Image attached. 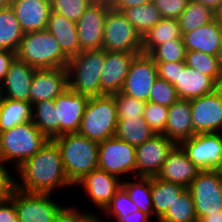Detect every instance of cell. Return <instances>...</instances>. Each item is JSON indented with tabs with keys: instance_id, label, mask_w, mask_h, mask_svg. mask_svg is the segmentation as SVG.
<instances>
[{
	"instance_id": "45",
	"label": "cell",
	"mask_w": 222,
	"mask_h": 222,
	"mask_svg": "<svg viewBox=\"0 0 222 222\" xmlns=\"http://www.w3.org/2000/svg\"><path fill=\"white\" fill-rule=\"evenodd\" d=\"M97 215L74 207H62L57 214L56 222H91Z\"/></svg>"
},
{
	"instance_id": "39",
	"label": "cell",
	"mask_w": 222,
	"mask_h": 222,
	"mask_svg": "<svg viewBox=\"0 0 222 222\" xmlns=\"http://www.w3.org/2000/svg\"><path fill=\"white\" fill-rule=\"evenodd\" d=\"M112 96L116 103L118 119L143 117L145 101L137 100L122 92L115 93Z\"/></svg>"
},
{
	"instance_id": "1",
	"label": "cell",
	"mask_w": 222,
	"mask_h": 222,
	"mask_svg": "<svg viewBox=\"0 0 222 222\" xmlns=\"http://www.w3.org/2000/svg\"><path fill=\"white\" fill-rule=\"evenodd\" d=\"M15 171L20 176V180L15 179V188L23 192L53 194L73 187L64 171L60 148L52 139Z\"/></svg>"
},
{
	"instance_id": "15",
	"label": "cell",
	"mask_w": 222,
	"mask_h": 222,
	"mask_svg": "<svg viewBox=\"0 0 222 222\" xmlns=\"http://www.w3.org/2000/svg\"><path fill=\"white\" fill-rule=\"evenodd\" d=\"M176 145L164 134H155L143 144L136 146V176H157L168 154Z\"/></svg>"
},
{
	"instance_id": "18",
	"label": "cell",
	"mask_w": 222,
	"mask_h": 222,
	"mask_svg": "<svg viewBox=\"0 0 222 222\" xmlns=\"http://www.w3.org/2000/svg\"><path fill=\"white\" fill-rule=\"evenodd\" d=\"M67 89L66 68L36 69L30 86V103L55 100Z\"/></svg>"
},
{
	"instance_id": "36",
	"label": "cell",
	"mask_w": 222,
	"mask_h": 222,
	"mask_svg": "<svg viewBox=\"0 0 222 222\" xmlns=\"http://www.w3.org/2000/svg\"><path fill=\"white\" fill-rule=\"evenodd\" d=\"M185 63L188 67L211 77L219 86H222V65L219 56L199 51H186Z\"/></svg>"
},
{
	"instance_id": "23",
	"label": "cell",
	"mask_w": 222,
	"mask_h": 222,
	"mask_svg": "<svg viewBox=\"0 0 222 222\" xmlns=\"http://www.w3.org/2000/svg\"><path fill=\"white\" fill-rule=\"evenodd\" d=\"M186 51H199L219 56L222 45V26L214 21L182 35Z\"/></svg>"
},
{
	"instance_id": "14",
	"label": "cell",
	"mask_w": 222,
	"mask_h": 222,
	"mask_svg": "<svg viewBox=\"0 0 222 222\" xmlns=\"http://www.w3.org/2000/svg\"><path fill=\"white\" fill-rule=\"evenodd\" d=\"M190 106L196 134L222 130V86L212 93L190 100Z\"/></svg>"
},
{
	"instance_id": "40",
	"label": "cell",
	"mask_w": 222,
	"mask_h": 222,
	"mask_svg": "<svg viewBox=\"0 0 222 222\" xmlns=\"http://www.w3.org/2000/svg\"><path fill=\"white\" fill-rule=\"evenodd\" d=\"M94 0H51L52 12L77 22Z\"/></svg>"
},
{
	"instance_id": "53",
	"label": "cell",
	"mask_w": 222,
	"mask_h": 222,
	"mask_svg": "<svg viewBox=\"0 0 222 222\" xmlns=\"http://www.w3.org/2000/svg\"><path fill=\"white\" fill-rule=\"evenodd\" d=\"M197 3H201L204 6L212 8L215 12L222 5V0H192Z\"/></svg>"
},
{
	"instance_id": "56",
	"label": "cell",
	"mask_w": 222,
	"mask_h": 222,
	"mask_svg": "<svg viewBox=\"0 0 222 222\" xmlns=\"http://www.w3.org/2000/svg\"><path fill=\"white\" fill-rule=\"evenodd\" d=\"M91 222H103V221H102L101 217H99L97 214V216Z\"/></svg>"
},
{
	"instance_id": "51",
	"label": "cell",
	"mask_w": 222,
	"mask_h": 222,
	"mask_svg": "<svg viewBox=\"0 0 222 222\" xmlns=\"http://www.w3.org/2000/svg\"><path fill=\"white\" fill-rule=\"evenodd\" d=\"M118 222H149L151 217L138 210L128 214V216H115Z\"/></svg>"
},
{
	"instance_id": "9",
	"label": "cell",
	"mask_w": 222,
	"mask_h": 222,
	"mask_svg": "<svg viewBox=\"0 0 222 222\" xmlns=\"http://www.w3.org/2000/svg\"><path fill=\"white\" fill-rule=\"evenodd\" d=\"M187 189L194 201L198 220L222 210V177L219 170L200 171Z\"/></svg>"
},
{
	"instance_id": "5",
	"label": "cell",
	"mask_w": 222,
	"mask_h": 222,
	"mask_svg": "<svg viewBox=\"0 0 222 222\" xmlns=\"http://www.w3.org/2000/svg\"><path fill=\"white\" fill-rule=\"evenodd\" d=\"M105 50H86L70 58L67 64L68 88L89 98L101 96V72Z\"/></svg>"
},
{
	"instance_id": "44",
	"label": "cell",
	"mask_w": 222,
	"mask_h": 222,
	"mask_svg": "<svg viewBox=\"0 0 222 222\" xmlns=\"http://www.w3.org/2000/svg\"><path fill=\"white\" fill-rule=\"evenodd\" d=\"M190 0H154L163 19H178Z\"/></svg>"
},
{
	"instance_id": "32",
	"label": "cell",
	"mask_w": 222,
	"mask_h": 222,
	"mask_svg": "<svg viewBox=\"0 0 222 222\" xmlns=\"http://www.w3.org/2000/svg\"><path fill=\"white\" fill-rule=\"evenodd\" d=\"M122 180L121 186L126 190L130 199L138 206L139 210L153 216L151 199V177L135 176L134 181L129 176ZM129 178L131 181H129Z\"/></svg>"
},
{
	"instance_id": "4",
	"label": "cell",
	"mask_w": 222,
	"mask_h": 222,
	"mask_svg": "<svg viewBox=\"0 0 222 222\" xmlns=\"http://www.w3.org/2000/svg\"><path fill=\"white\" fill-rule=\"evenodd\" d=\"M48 140L32 121L14 126L0 132V160L6 165L14 161L15 170L36 154Z\"/></svg>"
},
{
	"instance_id": "21",
	"label": "cell",
	"mask_w": 222,
	"mask_h": 222,
	"mask_svg": "<svg viewBox=\"0 0 222 222\" xmlns=\"http://www.w3.org/2000/svg\"><path fill=\"white\" fill-rule=\"evenodd\" d=\"M10 6L24 33L47 28L51 0H11Z\"/></svg>"
},
{
	"instance_id": "3",
	"label": "cell",
	"mask_w": 222,
	"mask_h": 222,
	"mask_svg": "<svg viewBox=\"0 0 222 222\" xmlns=\"http://www.w3.org/2000/svg\"><path fill=\"white\" fill-rule=\"evenodd\" d=\"M16 57L36 69L66 68L70 60L47 29L24 33Z\"/></svg>"
},
{
	"instance_id": "2",
	"label": "cell",
	"mask_w": 222,
	"mask_h": 222,
	"mask_svg": "<svg viewBox=\"0 0 222 222\" xmlns=\"http://www.w3.org/2000/svg\"><path fill=\"white\" fill-rule=\"evenodd\" d=\"M53 140L60 148L64 171L73 186L98 168V142L79 133L63 134Z\"/></svg>"
},
{
	"instance_id": "55",
	"label": "cell",
	"mask_w": 222,
	"mask_h": 222,
	"mask_svg": "<svg viewBox=\"0 0 222 222\" xmlns=\"http://www.w3.org/2000/svg\"><path fill=\"white\" fill-rule=\"evenodd\" d=\"M11 0H0V10L9 7Z\"/></svg>"
},
{
	"instance_id": "38",
	"label": "cell",
	"mask_w": 222,
	"mask_h": 222,
	"mask_svg": "<svg viewBox=\"0 0 222 222\" xmlns=\"http://www.w3.org/2000/svg\"><path fill=\"white\" fill-rule=\"evenodd\" d=\"M149 55L155 62H185L186 48L183 39H174L158 45Z\"/></svg>"
},
{
	"instance_id": "31",
	"label": "cell",
	"mask_w": 222,
	"mask_h": 222,
	"mask_svg": "<svg viewBox=\"0 0 222 222\" xmlns=\"http://www.w3.org/2000/svg\"><path fill=\"white\" fill-rule=\"evenodd\" d=\"M24 32L11 6L0 10V50L17 52Z\"/></svg>"
},
{
	"instance_id": "50",
	"label": "cell",
	"mask_w": 222,
	"mask_h": 222,
	"mask_svg": "<svg viewBox=\"0 0 222 222\" xmlns=\"http://www.w3.org/2000/svg\"><path fill=\"white\" fill-rule=\"evenodd\" d=\"M154 0H114L111 5L117 11L129 9L131 7L152 3Z\"/></svg>"
},
{
	"instance_id": "26",
	"label": "cell",
	"mask_w": 222,
	"mask_h": 222,
	"mask_svg": "<svg viewBox=\"0 0 222 222\" xmlns=\"http://www.w3.org/2000/svg\"><path fill=\"white\" fill-rule=\"evenodd\" d=\"M57 40L62 51L69 57L80 53V44L78 40L77 25L63 15L50 13L46 28Z\"/></svg>"
},
{
	"instance_id": "11",
	"label": "cell",
	"mask_w": 222,
	"mask_h": 222,
	"mask_svg": "<svg viewBox=\"0 0 222 222\" xmlns=\"http://www.w3.org/2000/svg\"><path fill=\"white\" fill-rule=\"evenodd\" d=\"M52 194L23 192L14 189L11 199L15 203L19 222H56L62 205L50 197Z\"/></svg>"
},
{
	"instance_id": "46",
	"label": "cell",
	"mask_w": 222,
	"mask_h": 222,
	"mask_svg": "<svg viewBox=\"0 0 222 222\" xmlns=\"http://www.w3.org/2000/svg\"><path fill=\"white\" fill-rule=\"evenodd\" d=\"M157 65L158 77L166 80L173 86L177 84L179 68H185V62H155Z\"/></svg>"
},
{
	"instance_id": "57",
	"label": "cell",
	"mask_w": 222,
	"mask_h": 222,
	"mask_svg": "<svg viewBox=\"0 0 222 222\" xmlns=\"http://www.w3.org/2000/svg\"><path fill=\"white\" fill-rule=\"evenodd\" d=\"M2 100H3V91H2V88H1V84H0V106H1Z\"/></svg>"
},
{
	"instance_id": "13",
	"label": "cell",
	"mask_w": 222,
	"mask_h": 222,
	"mask_svg": "<svg viewBox=\"0 0 222 222\" xmlns=\"http://www.w3.org/2000/svg\"><path fill=\"white\" fill-rule=\"evenodd\" d=\"M111 3L93 1L76 22L80 52L102 49L104 23Z\"/></svg>"
},
{
	"instance_id": "29",
	"label": "cell",
	"mask_w": 222,
	"mask_h": 222,
	"mask_svg": "<svg viewBox=\"0 0 222 222\" xmlns=\"http://www.w3.org/2000/svg\"><path fill=\"white\" fill-rule=\"evenodd\" d=\"M155 134L144 117L118 119L114 136L129 143L138 146L152 138Z\"/></svg>"
},
{
	"instance_id": "52",
	"label": "cell",
	"mask_w": 222,
	"mask_h": 222,
	"mask_svg": "<svg viewBox=\"0 0 222 222\" xmlns=\"http://www.w3.org/2000/svg\"><path fill=\"white\" fill-rule=\"evenodd\" d=\"M198 222H222V210L220 213H209L207 216H202Z\"/></svg>"
},
{
	"instance_id": "43",
	"label": "cell",
	"mask_w": 222,
	"mask_h": 222,
	"mask_svg": "<svg viewBox=\"0 0 222 222\" xmlns=\"http://www.w3.org/2000/svg\"><path fill=\"white\" fill-rule=\"evenodd\" d=\"M168 109L169 107L163 105L146 102L143 112L144 120L157 134H162L165 131Z\"/></svg>"
},
{
	"instance_id": "16",
	"label": "cell",
	"mask_w": 222,
	"mask_h": 222,
	"mask_svg": "<svg viewBox=\"0 0 222 222\" xmlns=\"http://www.w3.org/2000/svg\"><path fill=\"white\" fill-rule=\"evenodd\" d=\"M89 99L68 88L54 100L57 121H59V136L78 133Z\"/></svg>"
},
{
	"instance_id": "27",
	"label": "cell",
	"mask_w": 222,
	"mask_h": 222,
	"mask_svg": "<svg viewBox=\"0 0 222 222\" xmlns=\"http://www.w3.org/2000/svg\"><path fill=\"white\" fill-rule=\"evenodd\" d=\"M185 189L179 184L163 181L156 176L151 177V199L157 222Z\"/></svg>"
},
{
	"instance_id": "7",
	"label": "cell",
	"mask_w": 222,
	"mask_h": 222,
	"mask_svg": "<svg viewBox=\"0 0 222 222\" xmlns=\"http://www.w3.org/2000/svg\"><path fill=\"white\" fill-rule=\"evenodd\" d=\"M102 49L111 52L142 53V37L127 17L111 7L104 23Z\"/></svg>"
},
{
	"instance_id": "10",
	"label": "cell",
	"mask_w": 222,
	"mask_h": 222,
	"mask_svg": "<svg viewBox=\"0 0 222 222\" xmlns=\"http://www.w3.org/2000/svg\"><path fill=\"white\" fill-rule=\"evenodd\" d=\"M188 158L201 170H219L222 166V134H195L179 144Z\"/></svg>"
},
{
	"instance_id": "19",
	"label": "cell",
	"mask_w": 222,
	"mask_h": 222,
	"mask_svg": "<svg viewBox=\"0 0 222 222\" xmlns=\"http://www.w3.org/2000/svg\"><path fill=\"white\" fill-rule=\"evenodd\" d=\"M137 54L105 51L101 72V96L122 91L133 58Z\"/></svg>"
},
{
	"instance_id": "59",
	"label": "cell",
	"mask_w": 222,
	"mask_h": 222,
	"mask_svg": "<svg viewBox=\"0 0 222 222\" xmlns=\"http://www.w3.org/2000/svg\"><path fill=\"white\" fill-rule=\"evenodd\" d=\"M94 1H105V2L112 3L114 0H94Z\"/></svg>"
},
{
	"instance_id": "20",
	"label": "cell",
	"mask_w": 222,
	"mask_h": 222,
	"mask_svg": "<svg viewBox=\"0 0 222 222\" xmlns=\"http://www.w3.org/2000/svg\"><path fill=\"white\" fill-rule=\"evenodd\" d=\"M200 171L188 158L182 147L177 144L168 154L164 165L156 177L188 188Z\"/></svg>"
},
{
	"instance_id": "8",
	"label": "cell",
	"mask_w": 222,
	"mask_h": 222,
	"mask_svg": "<svg viewBox=\"0 0 222 222\" xmlns=\"http://www.w3.org/2000/svg\"><path fill=\"white\" fill-rule=\"evenodd\" d=\"M136 146L113 136L99 142L98 168L122 179L126 173L136 176Z\"/></svg>"
},
{
	"instance_id": "35",
	"label": "cell",
	"mask_w": 222,
	"mask_h": 222,
	"mask_svg": "<svg viewBox=\"0 0 222 222\" xmlns=\"http://www.w3.org/2000/svg\"><path fill=\"white\" fill-rule=\"evenodd\" d=\"M121 12L127 17L141 37L162 19L153 2L123 9Z\"/></svg>"
},
{
	"instance_id": "54",
	"label": "cell",
	"mask_w": 222,
	"mask_h": 222,
	"mask_svg": "<svg viewBox=\"0 0 222 222\" xmlns=\"http://www.w3.org/2000/svg\"><path fill=\"white\" fill-rule=\"evenodd\" d=\"M217 22L222 26V5L215 12Z\"/></svg>"
},
{
	"instance_id": "28",
	"label": "cell",
	"mask_w": 222,
	"mask_h": 222,
	"mask_svg": "<svg viewBox=\"0 0 222 222\" xmlns=\"http://www.w3.org/2000/svg\"><path fill=\"white\" fill-rule=\"evenodd\" d=\"M182 39L178 19H161L142 37V53L150 54L158 45Z\"/></svg>"
},
{
	"instance_id": "34",
	"label": "cell",
	"mask_w": 222,
	"mask_h": 222,
	"mask_svg": "<svg viewBox=\"0 0 222 222\" xmlns=\"http://www.w3.org/2000/svg\"><path fill=\"white\" fill-rule=\"evenodd\" d=\"M32 122L48 138L59 136V121H57L54 100L40 101L32 105Z\"/></svg>"
},
{
	"instance_id": "12",
	"label": "cell",
	"mask_w": 222,
	"mask_h": 222,
	"mask_svg": "<svg viewBox=\"0 0 222 222\" xmlns=\"http://www.w3.org/2000/svg\"><path fill=\"white\" fill-rule=\"evenodd\" d=\"M158 78L157 65L149 54H137L130 65L122 93L140 101H149L151 88Z\"/></svg>"
},
{
	"instance_id": "6",
	"label": "cell",
	"mask_w": 222,
	"mask_h": 222,
	"mask_svg": "<svg viewBox=\"0 0 222 222\" xmlns=\"http://www.w3.org/2000/svg\"><path fill=\"white\" fill-rule=\"evenodd\" d=\"M117 122L114 97H92L85 107L78 133L99 143L114 136Z\"/></svg>"
},
{
	"instance_id": "24",
	"label": "cell",
	"mask_w": 222,
	"mask_h": 222,
	"mask_svg": "<svg viewBox=\"0 0 222 222\" xmlns=\"http://www.w3.org/2000/svg\"><path fill=\"white\" fill-rule=\"evenodd\" d=\"M162 134L176 144L196 134L192 124L190 100L179 98L169 107L165 131Z\"/></svg>"
},
{
	"instance_id": "49",
	"label": "cell",
	"mask_w": 222,
	"mask_h": 222,
	"mask_svg": "<svg viewBox=\"0 0 222 222\" xmlns=\"http://www.w3.org/2000/svg\"><path fill=\"white\" fill-rule=\"evenodd\" d=\"M15 58V52L0 50V84L4 81L8 69Z\"/></svg>"
},
{
	"instance_id": "25",
	"label": "cell",
	"mask_w": 222,
	"mask_h": 222,
	"mask_svg": "<svg viewBox=\"0 0 222 222\" xmlns=\"http://www.w3.org/2000/svg\"><path fill=\"white\" fill-rule=\"evenodd\" d=\"M174 87L180 99L192 100L212 93L220 86L211 77L186 65L185 68H179Z\"/></svg>"
},
{
	"instance_id": "37",
	"label": "cell",
	"mask_w": 222,
	"mask_h": 222,
	"mask_svg": "<svg viewBox=\"0 0 222 222\" xmlns=\"http://www.w3.org/2000/svg\"><path fill=\"white\" fill-rule=\"evenodd\" d=\"M158 222H198L191 193L186 188Z\"/></svg>"
},
{
	"instance_id": "33",
	"label": "cell",
	"mask_w": 222,
	"mask_h": 222,
	"mask_svg": "<svg viewBox=\"0 0 222 222\" xmlns=\"http://www.w3.org/2000/svg\"><path fill=\"white\" fill-rule=\"evenodd\" d=\"M215 19L216 14L212 8L190 0L178 18L180 32L183 35L184 33L200 28Z\"/></svg>"
},
{
	"instance_id": "48",
	"label": "cell",
	"mask_w": 222,
	"mask_h": 222,
	"mask_svg": "<svg viewBox=\"0 0 222 222\" xmlns=\"http://www.w3.org/2000/svg\"><path fill=\"white\" fill-rule=\"evenodd\" d=\"M0 222H19L15 203L11 198L0 202Z\"/></svg>"
},
{
	"instance_id": "22",
	"label": "cell",
	"mask_w": 222,
	"mask_h": 222,
	"mask_svg": "<svg viewBox=\"0 0 222 222\" xmlns=\"http://www.w3.org/2000/svg\"><path fill=\"white\" fill-rule=\"evenodd\" d=\"M35 71V67L16 57L10 65L4 81L1 83L3 98L30 103V86Z\"/></svg>"
},
{
	"instance_id": "17",
	"label": "cell",
	"mask_w": 222,
	"mask_h": 222,
	"mask_svg": "<svg viewBox=\"0 0 222 222\" xmlns=\"http://www.w3.org/2000/svg\"><path fill=\"white\" fill-rule=\"evenodd\" d=\"M121 181L115 175L97 168L85 175L75 186L83 187L92 204L103 211L121 187Z\"/></svg>"
},
{
	"instance_id": "30",
	"label": "cell",
	"mask_w": 222,
	"mask_h": 222,
	"mask_svg": "<svg viewBox=\"0 0 222 222\" xmlns=\"http://www.w3.org/2000/svg\"><path fill=\"white\" fill-rule=\"evenodd\" d=\"M32 110L29 102L3 98L0 106V132L32 121Z\"/></svg>"
},
{
	"instance_id": "58",
	"label": "cell",
	"mask_w": 222,
	"mask_h": 222,
	"mask_svg": "<svg viewBox=\"0 0 222 222\" xmlns=\"http://www.w3.org/2000/svg\"><path fill=\"white\" fill-rule=\"evenodd\" d=\"M219 59H220L221 65H222V45H221V50H220V53H219Z\"/></svg>"
},
{
	"instance_id": "60",
	"label": "cell",
	"mask_w": 222,
	"mask_h": 222,
	"mask_svg": "<svg viewBox=\"0 0 222 222\" xmlns=\"http://www.w3.org/2000/svg\"><path fill=\"white\" fill-rule=\"evenodd\" d=\"M219 171H220V174H221V177H222V166L219 168Z\"/></svg>"
},
{
	"instance_id": "41",
	"label": "cell",
	"mask_w": 222,
	"mask_h": 222,
	"mask_svg": "<svg viewBox=\"0 0 222 222\" xmlns=\"http://www.w3.org/2000/svg\"><path fill=\"white\" fill-rule=\"evenodd\" d=\"M138 206L130 199L126 190L121 186L112 197L111 202L102 211L106 216H128L138 211Z\"/></svg>"
},
{
	"instance_id": "47",
	"label": "cell",
	"mask_w": 222,
	"mask_h": 222,
	"mask_svg": "<svg viewBox=\"0 0 222 222\" xmlns=\"http://www.w3.org/2000/svg\"><path fill=\"white\" fill-rule=\"evenodd\" d=\"M15 179L6 164L0 160V202L11 198L15 189Z\"/></svg>"
},
{
	"instance_id": "42",
	"label": "cell",
	"mask_w": 222,
	"mask_h": 222,
	"mask_svg": "<svg viewBox=\"0 0 222 222\" xmlns=\"http://www.w3.org/2000/svg\"><path fill=\"white\" fill-rule=\"evenodd\" d=\"M178 99L175 87L166 80L158 77L151 88L148 102L170 107Z\"/></svg>"
}]
</instances>
